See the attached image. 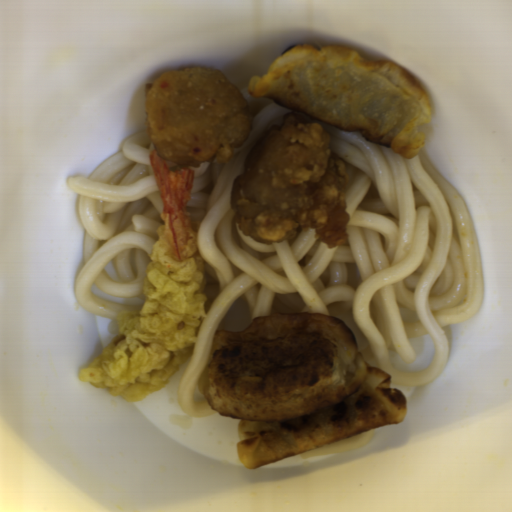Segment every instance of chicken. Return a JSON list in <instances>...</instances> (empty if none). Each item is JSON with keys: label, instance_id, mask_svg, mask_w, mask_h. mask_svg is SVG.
Here are the masks:
<instances>
[{"label": "chicken", "instance_id": "obj_1", "mask_svg": "<svg viewBox=\"0 0 512 512\" xmlns=\"http://www.w3.org/2000/svg\"><path fill=\"white\" fill-rule=\"evenodd\" d=\"M329 140L319 120L293 111L263 133L231 186L230 209L244 236L268 245L313 229L327 249L346 243L348 171Z\"/></svg>", "mask_w": 512, "mask_h": 512}, {"label": "chicken", "instance_id": "obj_2", "mask_svg": "<svg viewBox=\"0 0 512 512\" xmlns=\"http://www.w3.org/2000/svg\"><path fill=\"white\" fill-rule=\"evenodd\" d=\"M144 109L157 156L184 167L228 163L253 129L246 98L215 67L170 69L147 82Z\"/></svg>", "mask_w": 512, "mask_h": 512}]
</instances>
